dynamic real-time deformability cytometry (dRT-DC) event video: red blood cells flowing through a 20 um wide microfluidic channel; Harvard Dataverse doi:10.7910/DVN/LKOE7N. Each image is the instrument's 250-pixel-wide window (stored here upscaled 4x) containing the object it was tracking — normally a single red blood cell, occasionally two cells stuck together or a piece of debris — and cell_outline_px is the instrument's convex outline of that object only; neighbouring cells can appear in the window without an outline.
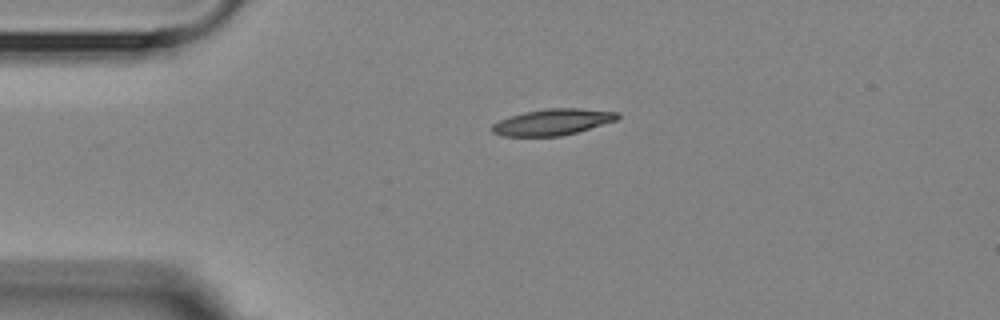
{"species": "Egyptian fruit bat (a non-hibernating species)", "species_latin": "Rousettus aegyptiacus", "temperature_condition": "room temperature", "stored_images_in_passage": 2, "camera_frame_rate_fps": 3000, "um_per_image_px": 0.085, "animal": {"sex": "female"}, "frame": {"image": 1, "passage_image": 1, "time_ms": 0.0, "image_size_px": [1000, 320], "cell_outline_px": [[620, 116], [616, 120], [576, 132], [560, 136], [500, 136], [492, 132], [488, 128], [492, 124], [500, 120], [524, 112], [548, 108], [580, 108], [620, 112]], "centroid_in_image_um": [46.94, 10.37], "position_along_channel_um": 38.1, "area_um2": 19.13}}